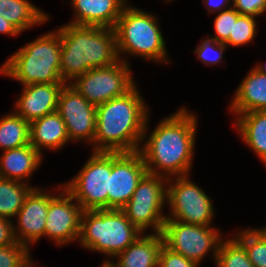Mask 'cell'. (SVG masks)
Returning <instances> with one entry per match:
<instances>
[{
  "label": "cell",
  "instance_id": "cell-1",
  "mask_svg": "<svg viewBox=\"0 0 266 267\" xmlns=\"http://www.w3.org/2000/svg\"><path fill=\"white\" fill-rule=\"evenodd\" d=\"M189 111L183 106L160 120L147 137L149 114L139 148L149 174L169 179L191 172L198 119Z\"/></svg>",
  "mask_w": 266,
  "mask_h": 267
},
{
  "label": "cell",
  "instance_id": "cell-2",
  "mask_svg": "<svg viewBox=\"0 0 266 267\" xmlns=\"http://www.w3.org/2000/svg\"><path fill=\"white\" fill-rule=\"evenodd\" d=\"M149 112L137 84L125 95L97 105L93 152L139 151Z\"/></svg>",
  "mask_w": 266,
  "mask_h": 267
},
{
  "label": "cell",
  "instance_id": "cell-3",
  "mask_svg": "<svg viewBox=\"0 0 266 267\" xmlns=\"http://www.w3.org/2000/svg\"><path fill=\"white\" fill-rule=\"evenodd\" d=\"M57 31L61 41L60 70L64 83L93 68L108 67L119 61L113 28L67 23Z\"/></svg>",
  "mask_w": 266,
  "mask_h": 267
},
{
  "label": "cell",
  "instance_id": "cell-4",
  "mask_svg": "<svg viewBox=\"0 0 266 267\" xmlns=\"http://www.w3.org/2000/svg\"><path fill=\"white\" fill-rule=\"evenodd\" d=\"M61 41L59 32L44 33L25 44L0 67V74L29 84L64 83L60 70Z\"/></svg>",
  "mask_w": 266,
  "mask_h": 267
},
{
  "label": "cell",
  "instance_id": "cell-5",
  "mask_svg": "<svg viewBox=\"0 0 266 267\" xmlns=\"http://www.w3.org/2000/svg\"><path fill=\"white\" fill-rule=\"evenodd\" d=\"M158 23L153 14L126 4L113 28L119 60L128 63V58H122V55L128 54L161 64L168 63L166 42Z\"/></svg>",
  "mask_w": 266,
  "mask_h": 267
},
{
  "label": "cell",
  "instance_id": "cell-6",
  "mask_svg": "<svg viewBox=\"0 0 266 267\" xmlns=\"http://www.w3.org/2000/svg\"><path fill=\"white\" fill-rule=\"evenodd\" d=\"M141 234L120 209L86 210L82 212L78 241L84 249L113 260Z\"/></svg>",
  "mask_w": 266,
  "mask_h": 267
},
{
  "label": "cell",
  "instance_id": "cell-7",
  "mask_svg": "<svg viewBox=\"0 0 266 267\" xmlns=\"http://www.w3.org/2000/svg\"><path fill=\"white\" fill-rule=\"evenodd\" d=\"M167 178L147 173L139 182L131 199L120 209L142 233L149 227L161 233L166 215Z\"/></svg>",
  "mask_w": 266,
  "mask_h": 267
},
{
  "label": "cell",
  "instance_id": "cell-8",
  "mask_svg": "<svg viewBox=\"0 0 266 267\" xmlns=\"http://www.w3.org/2000/svg\"><path fill=\"white\" fill-rule=\"evenodd\" d=\"M111 152H93L82 169L63 187L83 211L108 209Z\"/></svg>",
  "mask_w": 266,
  "mask_h": 267
},
{
  "label": "cell",
  "instance_id": "cell-9",
  "mask_svg": "<svg viewBox=\"0 0 266 267\" xmlns=\"http://www.w3.org/2000/svg\"><path fill=\"white\" fill-rule=\"evenodd\" d=\"M166 204L170 209L166 220L212 226L215 212L211 198L202 188L190 181L189 175L167 180Z\"/></svg>",
  "mask_w": 266,
  "mask_h": 267
},
{
  "label": "cell",
  "instance_id": "cell-10",
  "mask_svg": "<svg viewBox=\"0 0 266 267\" xmlns=\"http://www.w3.org/2000/svg\"><path fill=\"white\" fill-rule=\"evenodd\" d=\"M163 243L172 251L200 265L207 253L214 260L222 240V234L212 226L188 224L176 220H166L161 231Z\"/></svg>",
  "mask_w": 266,
  "mask_h": 267
},
{
  "label": "cell",
  "instance_id": "cell-11",
  "mask_svg": "<svg viewBox=\"0 0 266 267\" xmlns=\"http://www.w3.org/2000/svg\"><path fill=\"white\" fill-rule=\"evenodd\" d=\"M129 66V63L119 60L108 67L88 70L70 84L88 102L97 106L125 95L136 85Z\"/></svg>",
  "mask_w": 266,
  "mask_h": 267
},
{
  "label": "cell",
  "instance_id": "cell-12",
  "mask_svg": "<svg viewBox=\"0 0 266 267\" xmlns=\"http://www.w3.org/2000/svg\"><path fill=\"white\" fill-rule=\"evenodd\" d=\"M147 173L139 151L111 152L108 209H121Z\"/></svg>",
  "mask_w": 266,
  "mask_h": 267
},
{
  "label": "cell",
  "instance_id": "cell-13",
  "mask_svg": "<svg viewBox=\"0 0 266 267\" xmlns=\"http://www.w3.org/2000/svg\"><path fill=\"white\" fill-rule=\"evenodd\" d=\"M57 112L62 117L68 138L93 145L96 131V105L88 102L70 83H66L58 99Z\"/></svg>",
  "mask_w": 266,
  "mask_h": 267
},
{
  "label": "cell",
  "instance_id": "cell-14",
  "mask_svg": "<svg viewBox=\"0 0 266 267\" xmlns=\"http://www.w3.org/2000/svg\"><path fill=\"white\" fill-rule=\"evenodd\" d=\"M58 186L57 191L61 193L55 194L49 201L45 237L57 246H64L79 240L83 209L62 183Z\"/></svg>",
  "mask_w": 266,
  "mask_h": 267
},
{
  "label": "cell",
  "instance_id": "cell-15",
  "mask_svg": "<svg viewBox=\"0 0 266 267\" xmlns=\"http://www.w3.org/2000/svg\"><path fill=\"white\" fill-rule=\"evenodd\" d=\"M48 192L40 187L33 188L15 216L17 224H13V228L16 240L28 249L30 243L35 244L40 238L45 237L49 201L55 196L53 190Z\"/></svg>",
  "mask_w": 266,
  "mask_h": 267
},
{
  "label": "cell",
  "instance_id": "cell-16",
  "mask_svg": "<svg viewBox=\"0 0 266 267\" xmlns=\"http://www.w3.org/2000/svg\"><path fill=\"white\" fill-rule=\"evenodd\" d=\"M66 83L29 84L15 103L14 111L27 122L57 111L58 99Z\"/></svg>",
  "mask_w": 266,
  "mask_h": 267
},
{
  "label": "cell",
  "instance_id": "cell-17",
  "mask_svg": "<svg viewBox=\"0 0 266 267\" xmlns=\"http://www.w3.org/2000/svg\"><path fill=\"white\" fill-rule=\"evenodd\" d=\"M74 19L69 24L114 28L127 0H70Z\"/></svg>",
  "mask_w": 266,
  "mask_h": 267
},
{
  "label": "cell",
  "instance_id": "cell-18",
  "mask_svg": "<svg viewBox=\"0 0 266 267\" xmlns=\"http://www.w3.org/2000/svg\"><path fill=\"white\" fill-rule=\"evenodd\" d=\"M161 233H142L114 260H105L111 267H158L159 253L163 245Z\"/></svg>",
  "mask_w": 266,
  "mask_h": 267
},
{
  "label": "cell",
  "instance_id": "cell-19",
  "mask_svg": "<svg viewBox=\"0 0 266 267\" xmlns=\"http://www.w3.org/2000/svg\"><path fill=\"white\" fill-rule=\"evenodd\" d=\"M2 152L0 178L24 181L29 185V177L42 165L43 155L31 144Z\"/></svg>",
  "mask_w": 266,
  "mask_h": 267
},
{
  "label": "cell",
  "instance_id": "cell-20",
  "mask_svg": "<svg viewBox=\"0 0 266 267\" xmlns=\"http://www.w3.org/2000/svg\"><path fill=\"white\" fill-rule=\"evenodd\" d=\"M230 113L266 110V75L252 68L238 85L231 100Z\"/></svg>",
  "mask_w": 266,
  "mask_h": 267
},
{
  "label": "cell",
  "instance_id": "cell-21",
  "mask_svg": "<svg viewBox=\"0 0 266 267\" xmlns=\"http://www.w3.org/2000/svg\"><path fill=\"white\" fill-rule=\"evenodd\" d=\"M70 141L57 111L30 122V144L43 155L44 149L60 150Z\"/></svg>",
  "mask_w": 266,
  "mask_h": 267
},
{
  "label": "cell",
  "instance_id": "cell-22",
  "mask_svg": "<svg viewBox=\"0 0 266 267\" xmlns=\"http://www.w3.org/2000/svg\"><path fill=\"white\" fill-rule=\"evenodd\" d=\"M233 125L244 143L266 166V110L239 114Z\"/></svg>",
  "mask_w": 266,
  "mask_h": 267
},
{
  "label": "cell",
  "instance_id": "cell-23",
  "mask_svg": "<svg viewBox=\"0 0 266 267\" xmlns=\"http://www.w3.org/2000/svg\"><path fill=\"white\" fill-rule=\"evenodd\" d=\"M0 16L21 33L34 25L44 24L49 15L28 0H0Z\"/></svg>",
  "mask_w": 266,
  "mask_h": 267
},
{
  "label": "cell",
  "instance_id": "cell-24",
  "mask_svg": "<svg viewBox=\"0 0 266 267\" xmlns=\"http://www.w3.org/2000/svg\"><path fill=\"white\" fill-rule=\"evenodd\" d=\"M30 144V123L14 110L0 118V148L2 151Z\"/></svg>",
  "mask_w": 266,
  "mask_h": 267
},
{
  "label": "cell",
  "instance_id": "cell-25",
  "mask_svg": "<svg viewBox=\"0 0 266 267\" xmlns=\"http://www.w3.org/2000/svg\"><path fill=\"white\" fill-rule=\"evenodd\" d=\"M33 188L36 187L24 182L0 178V217L10 220L15 218Z\"/></svg>",
  "mask_w": 266,
  "mask_h": 267
},
{
  "label": "cell",
  "instance_id": "cell-26",
  "mask_svg": "<svg viewBox=\"0 0 266 267\" xmlns=\"http://www.w3.org/2000/svg\"><path fill=\"white\" fill-rule=\"evenodd\" d=\"M234 237L245 247L254 267H266V227L241 229Z\"/></svg>",
  "mask_w": 266,
  "mask_h": 267
},
{
  "label": "cell",
  "instance_id": "cell-27",
  "mask_svg": "<svg viewBox=\"0 0 266 267\" xmlns=\"http://www.w3.org/2000/svg\"><path fill=\"white\" fill-rule=\"evenodd\" d=\"M214 262L216 267H254L245 247L235 237L222 240Z\"/></svg>",
  "mask_w": 266,
  "mask_h": 267
},
{
  "label": "cell",
  "instance_id": "cell-28",
  "mask_svg": "<svg viewBox=\"0 0 266 267\" xmlns=\"http://www.w3.org/2000/svg\"><path fill=\"white\" fill-rule=\"evenodd\" d=\"M256 35H258L256 18L240 15L237 19H233L232 33H230L229 39L224 44L227 47L242 46L252 42Z\"/></svg>",
  "mask_w": 266,
  "mask_h": 267
},
{
  "label": "cell",
  "instance_id": "cell-29",
  "mask_svg": "<svg viewBox=\"0 0 266 267\" xmlns=\"http://www.w3.org/2000/svg\"><path fill=\"white\" fill-rule=\"evenodd\" d=\"M32 260L30 249L21 243L0 247V267H28Z\"/></svg>",
  "mask_w": 266,
  "mask_h": 267
},
{
  "label": "cell",
  "instance_id": "cell-30",
  "mask_svg": "<svg viewBox=\"0 0 266 267\" xmlns=\"http://www.w3.org/2000/svg\"><path fill=\"white\" fill-rule=\"evenodd\" d=\"M200 43L193 53L197 55V58L202 61L205 65H217L223 59V52L226 50L227 46L224 43L217 42L214 39L207 38L201 39Z\"/></svg>",
  "mask_w": 266,
  "mask_h": 267
},
{
  "label": "cell",
  "instance_id": "cell-31",
  "mask_svg": "<svg viewBox=\"0 0 266 267\" xmlns=\"http://www.w3.org/2000/svg\"><path fill=\"white\" fill-rule=\"evenodd\" d=\"M241 14L233 7L218 12V15L214 18V32L215 35L209 38L216 40L217 42L225 43L232 33L233 19H237Z\"/></svg>",
  "mask_w": 266,
  "mask_h": 267
},
{
  "label": "cell",
  "instance_id": "cell-32",
  "mask_svg": "<svg viewBox=\"0 0 266 267\" xmlns=\"http://www.w3.org/2000/svg\"><path fill=\"white\" fill-rule=\"evenodd\" d=\"M195 262L185 258L166 247L164 244L159 253L158 267H198Z\"/></svg>",
  "mask_w": 266,
  "mask_h": 267
},
{
  "label": "cell",
  "instance_id": "cell-33",
  "mask_svg": "<svg viewBox=\"0 0 266 267\" xmlns=\"http://www.w3.org/2000/svg\"><path fill=\"white\" fill-rule=\"evenodd\" d=\"M232 7L241 15L257 18L265 13L266 0H231Z\"/></svg>",
  "mask_w": 266,
  "mask_h": 267
},
{
  "label": "cell",
  "instance_id": "cell-34",
  "mask_svg": "<svg viewBox=\"0 0 266 267\" xmlns=\"http://www.w3.org/2000/svg\"><path fill=\"white\" fill-rule=\"evenodd\" d=\"M14 221L0 217V247L18 243L14 234Z\"/></svg>",
  "mask_w": 266,
  "mask_h": 267
},
{
  "label": "cell",
  "instance_id": "cell-35",
  "mask_svg": "<svg viewBox=\"0 0 266 267\" xmlns=\"http://www.w3.org/2000/svg\"><path fill=\"white\" fill-rule=\"evenodd\" d=\"M209 13H218L232 7L231 0H203Z\"/></svg>",
  "mask_w": 266,
  "mask_h": 267
},
{
  "label": "cell",
  "instance_id": "cell-36",
  "mask_svg": "<svg viewBox=\"0 0 266 267\" xmlns=\"http://www.w3.org/2000/svg\"><path fill=\"white\" fill-rule=\"evenodd\" d=\"M0 33L11 35L12 37L18 36L21 32L10 22L6 21L4 17L0 16Z\"/></svg>",
  "mask_w": 266,
  "mask_h": 267
},
{
  "label": "cell",
  "instance_id": "cell-37",
  "mask_svg": "<svg viewBox=\"0 0 266 267\" xmlns=\"http://www.w3.org/2000/svg\"><path fill=\"white\" fill-rule=\"evenodd\" d=\"M254 69H256L258 72L266 75V63L265 65H263V63H258L257 65H255V67L253 66Z\"/></svg>",
  "mask_w": 266,
  "mask_h": 267
},
{
  "label": "cell",
  "instance_id": "cell-38",
  "mask_svg": "<svg viewBox=\"0 0 266 267\" xmlns=\"http://www.w3.org/2000/svg\"><path fill=\"white\" fill-rule=\"evenodd\" d=\"M100 267H111L108 263H102Z\"/></svg>",
  "mask_w": 266,
  "mask_h": 267
},
{
  "label": "cell",
  "instance_id": "cell-39",
  "mask_svg": "<svg viewBox=\"0 0 266 267\" xmlns=\"http://www.w3.org/2000/svg\"><path fill=\"white\" fill-rule=\"evenodd\" d=\"M31 267H41V266H36V265H35V262L32 261V262H31Z\"/></svg>",
  "mask_w": 266,
  "mask_h": 267
}]
</instances>
